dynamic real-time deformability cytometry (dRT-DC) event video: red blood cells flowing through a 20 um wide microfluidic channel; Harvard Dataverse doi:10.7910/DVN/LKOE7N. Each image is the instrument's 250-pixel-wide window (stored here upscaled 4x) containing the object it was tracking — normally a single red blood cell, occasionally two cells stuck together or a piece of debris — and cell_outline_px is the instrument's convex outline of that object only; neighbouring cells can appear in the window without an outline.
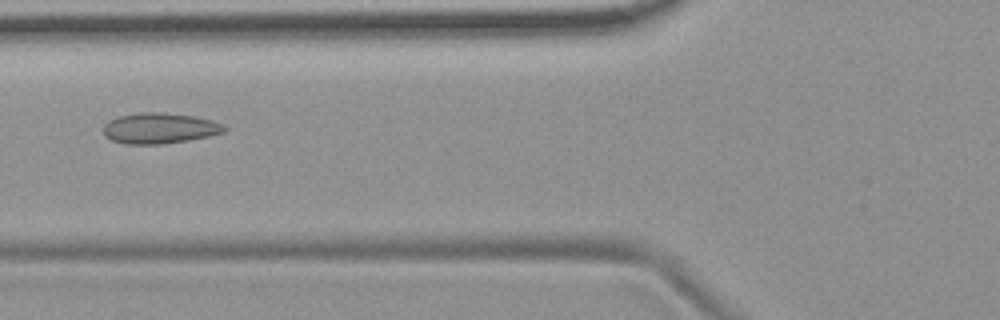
{"species": "common noctule bat (a hibernating species)", "species_latin": "Nyctalus noctula", "temperature_condition": "room temperature", "stored_images_in_passage": 5, "camera_frame_rate_fps": 3000, "um_per_image_px": 0.085, "animal": {"sex": "female", "body_mass_g": 19.9}, "frame": {"image": 1, "passage_image": 2, "time_ms": 1.333, "image_size_px": [1000, 320], "cell_outline_px": [[228, 128], [224, 132], [208, 136], [188, 140], [160, 144], [124, 144], [112, 140], [104, 136], [104, 124], [108, 120], [120, 116], [140, 112], [160, 112], [192, 116], [212, 120], [224, 124]], "centroid_in_image_um": [13.56, 10.9], "position_along_channel_um": 112.2, "area_um2": 21.62}}
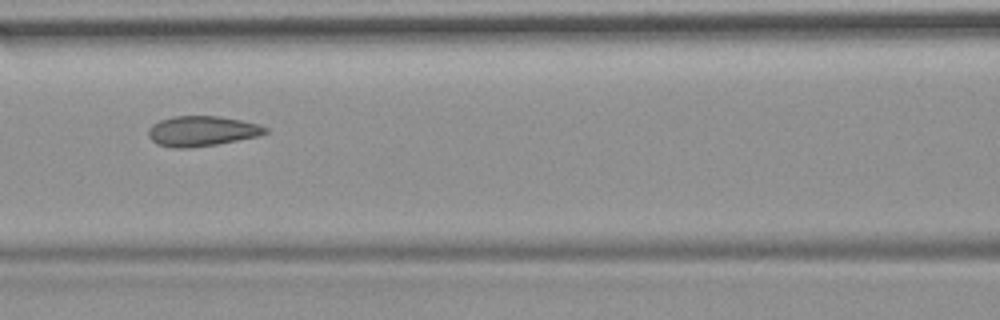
{"frame": {"image": 2, "passage_image": 3, "time_ms": 2.333, "image_size_px": [1000, 320], "cell_outline_px": [[268, 132], [260, 136], [216, 144], [188, 148], [172, 148], [156, 144], [148, 136], [148, 128], [152, 124], [160, 120], [172, 116], [220, 116], [260, 124], [268, 128]], "centroid_in_image_um": [17.16, 11.14], "position_along_channel_um": 149.4, "area_um2": 20.75}}
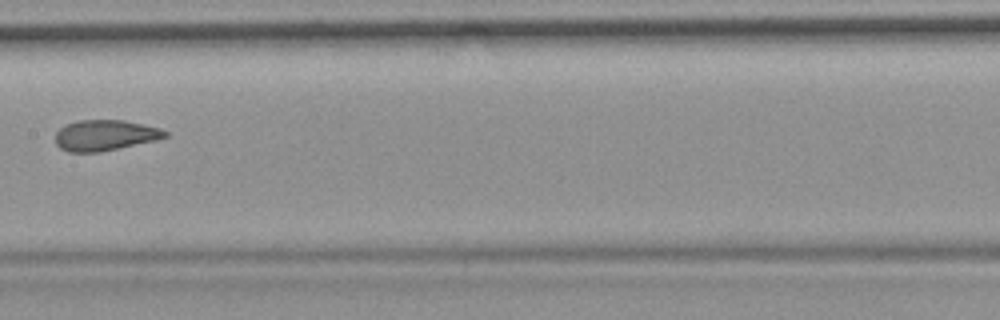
{"frame": {"image": 3, "passage_image": 4, "time_ms": 3.667, "image_size_px": [1000, 320], "cell_outline_px": [[168, 136], [156, 140], [100, 152], [68, 152], [60, 148], [56, 144], [56, 132], [64, 124], [80, 120], [124, 120], [144, 124], [160, 128], [168, 132]], "centroid_in_image_um": [8.92, 11.49], "position_along_channel_um": 198.5, "area_um2": 19.71}}